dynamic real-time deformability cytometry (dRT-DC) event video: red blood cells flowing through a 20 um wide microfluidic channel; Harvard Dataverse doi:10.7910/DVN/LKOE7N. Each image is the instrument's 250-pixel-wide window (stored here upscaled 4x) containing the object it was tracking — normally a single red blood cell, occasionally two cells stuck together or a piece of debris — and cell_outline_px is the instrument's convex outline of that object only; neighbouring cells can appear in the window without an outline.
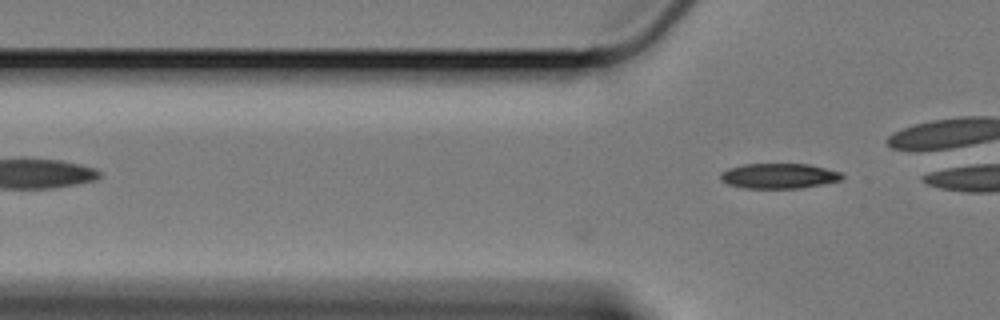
{"species": "Egyptian fruit bat (a non-hibernating species)", "species_latin": "Rousettus aegyptiacus", "temperature_condition": "cold", "stored_images_in_passage": 2, "camera_frame_rate_fps": 3000, "um_per_image_px": 0.085, "animal": {"sex": "female"}, "frame": {"image": 1, "passage_image": 2, "time_ms": 0.333, "image_size_px": [1000, 320], "cell_outline_px": [[844, 176], [840, 180], [800, 188], [744, 188], [728, 184], [720, 180], [720, 172], [728, 168], [744, 164], [808, 164], [840, 172]], "centroid_in_image_um": [66.15, 14.95], "position_along_channel_um": 59.7, "area_um2": 17.69}}